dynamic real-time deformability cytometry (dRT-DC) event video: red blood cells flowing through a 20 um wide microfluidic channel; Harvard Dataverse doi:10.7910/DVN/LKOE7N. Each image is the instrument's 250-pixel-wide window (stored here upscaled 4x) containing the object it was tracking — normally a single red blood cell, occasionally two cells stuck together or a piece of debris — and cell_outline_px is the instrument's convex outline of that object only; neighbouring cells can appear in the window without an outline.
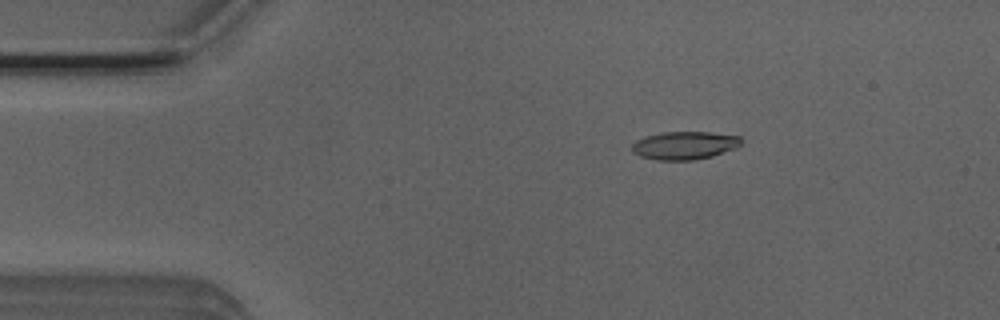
{"species": "Egyptian fruit bat (a non-hibernating species)", "species_latin": "Rousettus aegyptiacus", "temperature_condition": "room temperature", "stored_images_in_passage": 53, "camera_frame_rate_fps": 3000, "um_per_image_px": 0.085, "animal": {"sex": "male"}, "frame": {"image": 1, "passage_image": 9, "time_ms": 2.667, "image_size_px": [1000, 320], "cell_outline_px": [[744, 140], [736, 148], [712, 156], [692, 160], [656, 160], [640, 156], [632, 152], [632, 144], [636, 140], [644, 136], [664, 132], [708, 132], [740, 136]], "centroid_in_image_um": [58.18, 12.36], "position_along_channel_um": 26.8, "area_um2": 17.92}}
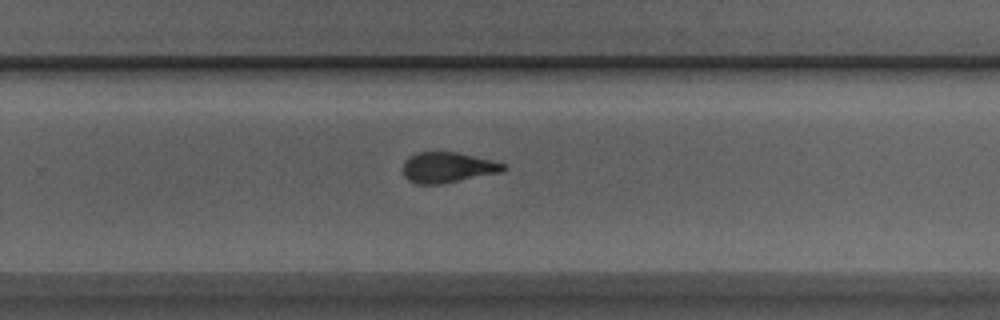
{"frame": {"image": 2, "passage_image": 34, "time_ms": 11.0, "image_size_px": [1000, 320], "cell_outline_px": [[508, 168], [500, 172], [444, 184], [416, 184], [408, 180], [404, 176], [404, 160], [408, 156], [416, 152], [456, 152], [492, 160], [504, 164]], "centroid_in_image_um": [38.03, 14.24], "position_along_channel_um": 291.8, "area_um2": 17.92}}
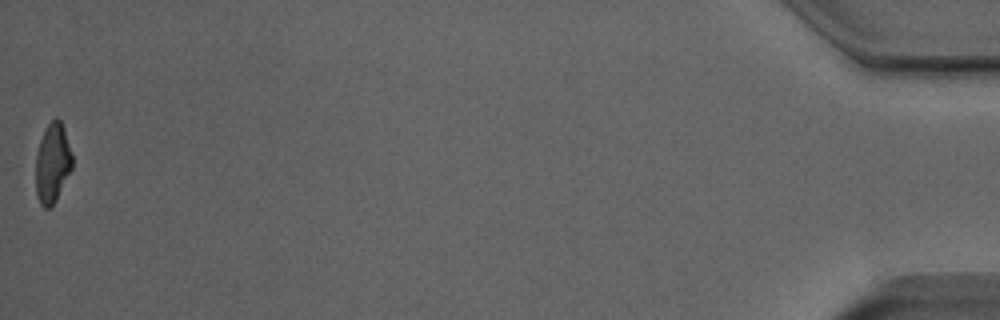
{"frame": {"image": 3, "passage_image": 53, "time_ms": 17.333, "image_size_px": [1000, 320], "cell_outline_px": [[72, 168], [56, 200], [48, 208], [44, 208], [40, 204], [36, 196], [36, 156], [40, 140], [48, 124], [56, 116], [60, 120], [64, 128], [72, 156]], "centroid_in_image_um": [4.45, 13.87], "position_along_channel_um": 430.7, "area_um2": 16.76}, "authors_computed_cell_mechanics": {"area_um2": 17.9758, "velocity_mm_per_s": 3.8658, "shape_relaxation_time_tau1_ms": 6.3178, "shape_relaxation_time_tau2_ms": 1.5278, "deformation_change_tau1": 0.2169, "deformation_change_tau2": 0.0935}}